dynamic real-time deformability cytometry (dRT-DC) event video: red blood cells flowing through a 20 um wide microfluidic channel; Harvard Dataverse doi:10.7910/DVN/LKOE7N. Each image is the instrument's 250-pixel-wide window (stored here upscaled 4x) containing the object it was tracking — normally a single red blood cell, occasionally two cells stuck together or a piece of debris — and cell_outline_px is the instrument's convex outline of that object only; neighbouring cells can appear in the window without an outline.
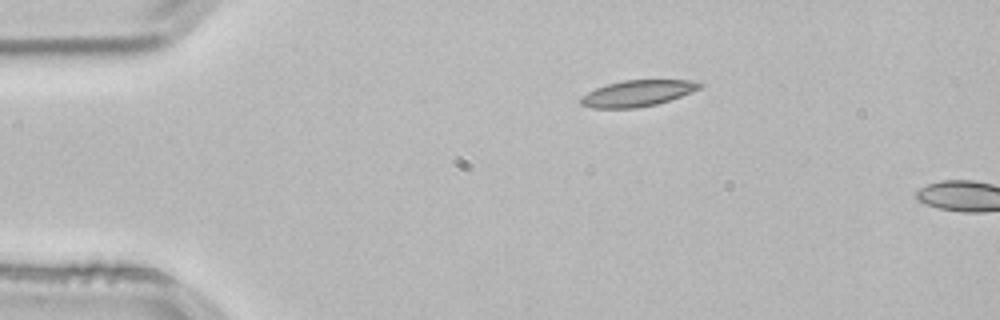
{"species": "common noctule bat (a hibernating species)", "species_latin": "Nyctalus noctula", "temperature_condition": "room temperature", "stored_images_in_passage": 3, "camera_frame_rate_fps": 3000, "um_per_image_px": 0.085, "animal": {"sex": "male", "body_mass_g": 21.5, "forearm_length_mm": 52.0}, "frame": {"image": 1, "passage_image": 1, "time_ms": 0.0, "image_size_px": [1000, 320], "cell_outline_px": [[704, 84], [700, 88], [680, 96], [656, 104], [636, 108], [592, 108], [580, 104], [580, 96], [596, 88], [608, 84], [624, 80], [688, 80]], "centroid_in_image_um": [54.14, 7.93], "position_along_channel_um": 30.9, "area_um2": 17.92}}